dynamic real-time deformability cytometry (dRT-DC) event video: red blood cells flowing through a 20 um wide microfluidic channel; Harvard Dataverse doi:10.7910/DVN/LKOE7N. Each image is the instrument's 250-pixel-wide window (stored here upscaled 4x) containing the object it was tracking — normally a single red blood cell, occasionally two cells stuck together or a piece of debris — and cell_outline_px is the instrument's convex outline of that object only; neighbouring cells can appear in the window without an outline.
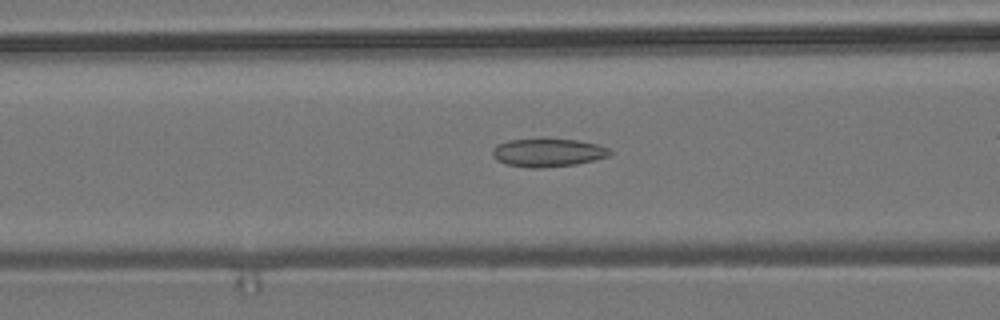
{"species": "common noctule bat (a hibernating species)", "species_latin": "Nyctalus noctula", "temperature_condition": "room temperature", "stored_images_in_passage": 40, "camera_frame_rate_fps": 3000, "um_per_image_px": 0.085, "animal": {"sex": "male", "body_mass_g": 19.2, "forearm_length_mm": 51.8}, "frame": {"image": 1, "passage_image": 18, "time_ms": 5.667, "image_size_px": [1000, 320], "cell_outline_px": [[612, 152], [608, 156], [576, 164], [544, 168], [528, 168], [508, 164], [496, 160], [492, 156], [492, 148], [496, 144], [508, 140], [580, 140], [596, 144], [608, 148]], "centroid_in_image_um": [46.53, 12.99], "position_along_channel_um": 120.1, "area_um2": 19.07}}